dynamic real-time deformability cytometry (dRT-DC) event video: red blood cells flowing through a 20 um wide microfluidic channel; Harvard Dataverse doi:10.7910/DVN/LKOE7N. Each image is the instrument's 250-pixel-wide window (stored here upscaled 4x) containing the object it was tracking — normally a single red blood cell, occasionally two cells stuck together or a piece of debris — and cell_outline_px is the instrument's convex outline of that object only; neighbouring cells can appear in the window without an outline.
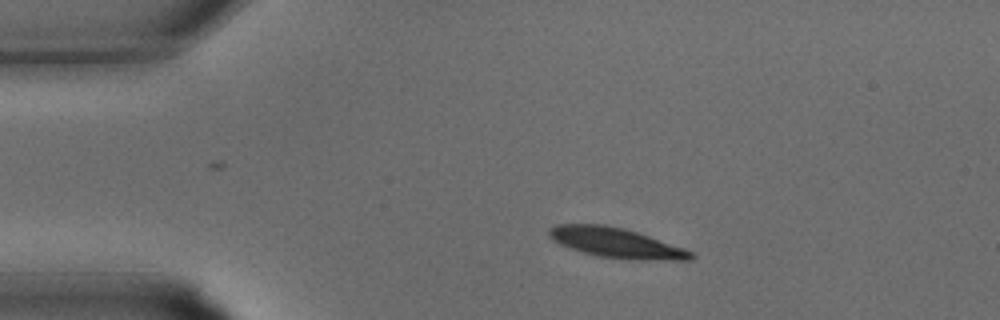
{"species": "common noctule bat (a hibernating species)", "species_latin": "Nyctalus noctula", "temperature_condition": "warm", "stored_images_in_passage": 28, "camera_frame_rate_fps": 3000, "um_per_image_px": 0.085, "animal": {"sex": "male", "body_mass_g": 15.6}, "frame": {"image": 1, "passage_image": 1, "time_ms": 0.0, "image_size_px": [1000, 320], "cell_outline_px": [[696, 256], [692, 260], [672, 260], [600, 256], [584, 252], [560, 244], [552, 240], [548, 236], [548, 228], [556, 224], [604, 224], [624, 228], [684, 248], [692, 252]], "centroid_in_image_um": [52.33, 20.6], "position_along_channel_um": 32.7, "area_um2": 24.1}}
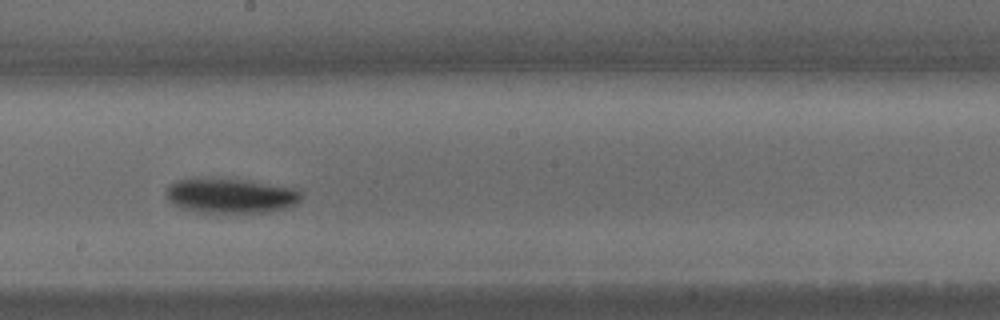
{"frame": {"image": 2, "passage_image": 13, "time_ms": 4.0, "image_size_px": [1000, 320], "cell_outline_px": [[300, 200], [296, 204], [284, 208], [264, 212], [200, 212], [184, 208], [172, 204], [168, 200], [168, 184], [176, 180], [196, 176], [240, 180], [296, 188], [300, 192]], "centroid_in_image_um": [19.54, 16.61], "position_along_channel_um": 228.7, "area_um2": 27.28}}
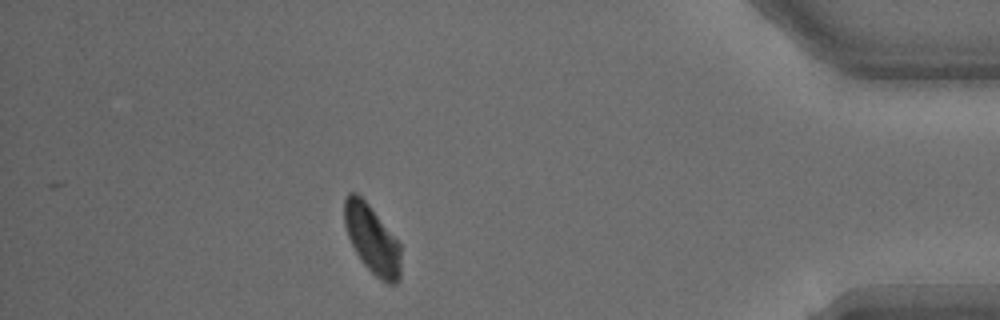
{"frame": {"image": 3, "passage_image": 24, "time_ms": 7.667, "image_size_px": [1000, 320], "cell_outline_px": [[400, 280], [396, 284], [388, 284], [380, 280], [364, 264], [356, 252], [348, 236], [344, 224], [344, 200], [348, 192], [356, 192], [368, 204], [400, 244]], "centroid_in_image_um": [31.62, 20.36], "position_along_channel_um": 403.6, "area_um2": 22.25}}